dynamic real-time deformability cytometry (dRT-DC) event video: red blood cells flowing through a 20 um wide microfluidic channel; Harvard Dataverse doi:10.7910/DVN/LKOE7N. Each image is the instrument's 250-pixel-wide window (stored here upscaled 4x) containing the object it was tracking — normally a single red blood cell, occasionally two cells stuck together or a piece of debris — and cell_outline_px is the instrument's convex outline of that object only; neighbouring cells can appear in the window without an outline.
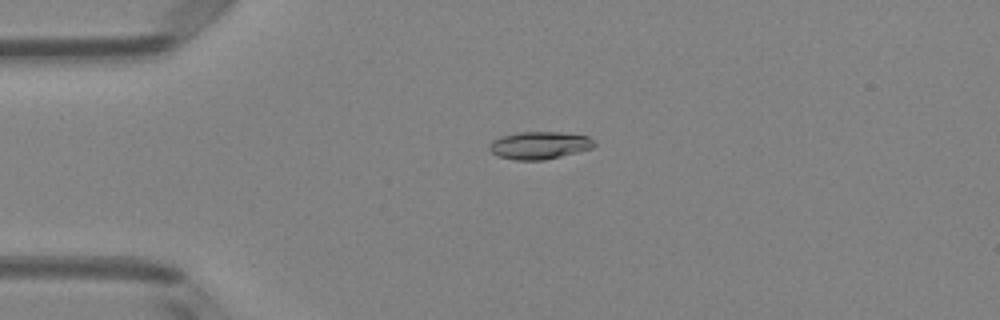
{"species": "Egyptian fruit bat (a non-hibernating species)", "species_latin": "Rousettus aegyptiacus", "temperature_condition": "room temperature", "stored_images_in_passage": 5, "camera_frame_rate_fps": 3000, "um_per_image_px": 0.085, "animal": {"sex": "female"}, "frame": {"image": 1, "passage_image": 3, "time_ms": 0.667, "image_size_px": [1000, 320], "cell_outline_px": [[596, 144], [592, 148], [544, 160], [516, 160], [496, 156], [488, 148], [488, 144], [492, 140], [500, 136], [520, 132], [560, 132], [588, 136]], "centroid_in_image_um": [45.8, 12.35], "position_along_channel_um": 39.2, "area_um2": 16.82}}
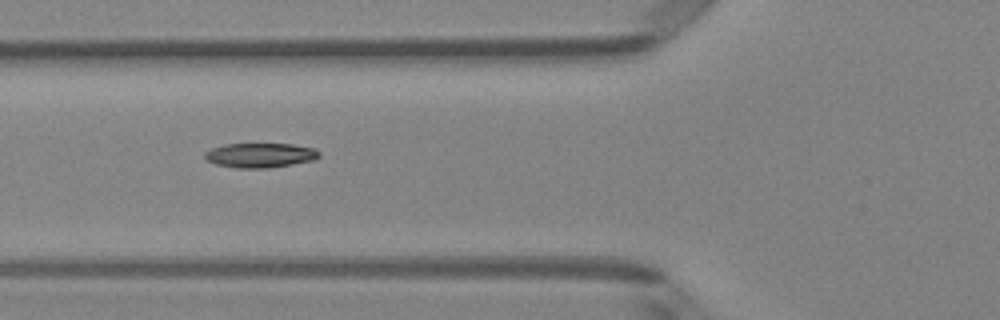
{"frame": {"image": 2, "passage_image": 5, "time_ms": 1.333, "image_size_px": [1000, 320], "cell_outline_px": [[320, 156], [316, 160], [268, 168], [236, 168], [216, 164], [208, 160], [204, 156], [204, 152], [212, 148], [224, 144], [292, 144], [316, 148], [320, 152]], "centroid_in_image_um": [22.15, 13.19], "position_along_channel_um": 103.6, "area_um2": 16.47}}